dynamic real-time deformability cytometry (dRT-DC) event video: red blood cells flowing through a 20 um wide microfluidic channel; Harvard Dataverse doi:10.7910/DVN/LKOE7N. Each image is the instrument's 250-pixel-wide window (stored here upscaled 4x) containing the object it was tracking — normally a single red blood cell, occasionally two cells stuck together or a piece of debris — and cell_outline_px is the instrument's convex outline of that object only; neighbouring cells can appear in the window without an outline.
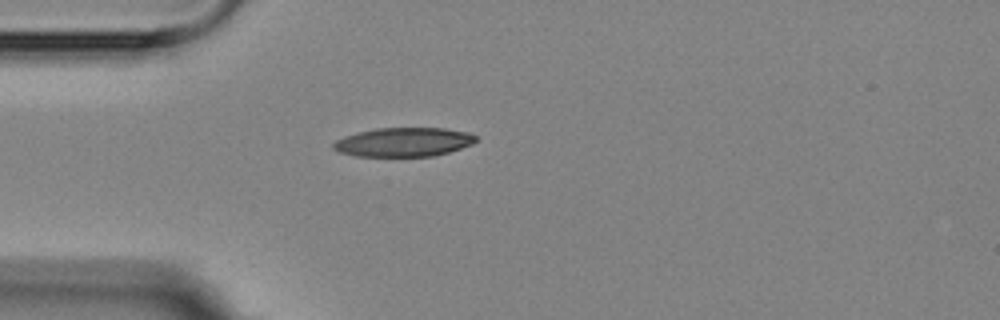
{"species": "Egyptian fruit bat (a non-hibernating species)", "species_latin": "Rousettus aegyptiacus", "temperature_condition": "room temperature", "stored_images_in_passage": 2, "camera_frame_rate_fps": 3000, "um_per_image_px": 0.085, "animal": {"sex": "female"}, "frame": {"image": 1, "passage_image": 1, "time_ms": 0.0, "image_size_px": [1000, 320], "cell_outline_px": [[476, 140], [472, 144], [448, 152], [432, 156], [356, 156], [340, 152], [332, 148], [332, 144], [336, 140], [344, 136], [376, 128], [444, 128], [468, 132], [476, 136]], "centroid_in_image_um": [34.3, 12.07], "position_along_channel_um": 50.7, "area_um2": 23.93}}